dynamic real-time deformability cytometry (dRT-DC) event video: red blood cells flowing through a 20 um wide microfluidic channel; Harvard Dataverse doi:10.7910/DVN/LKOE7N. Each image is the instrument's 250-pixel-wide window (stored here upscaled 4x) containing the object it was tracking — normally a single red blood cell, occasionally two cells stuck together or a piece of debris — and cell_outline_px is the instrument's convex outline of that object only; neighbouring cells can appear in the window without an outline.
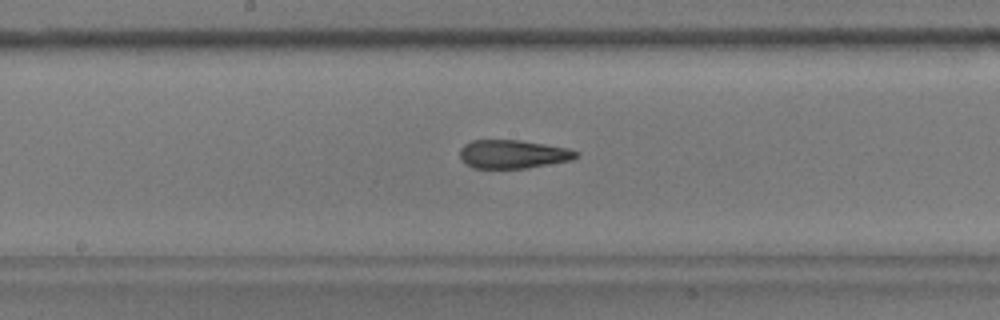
{"species": "common noctule bat (a hibernating species)", "species_latin": "Nyctalus noctula", "temperature_condition": "warm", "stored_images_in_passage": 45, "camera_frame_rate_fps": 3000, "um_per_image_px": 0.085, "animal": {"sex": "male", "body_mass_g": 17.9}, "frame": {"image": 1, "passage_image": 21, "time_ms": 6.667, "image_size_px": [1000, 320], "cell_outline_px": [[580, 152], [572, 160], [528, 168], [472, 168], [460, 156], [460, 148], [464, 144], [472, 140], [520, 140], [568, 148]], "centroid_in_image_um": [43.61, 13.1], "position_along_channel_um": 204.6, "area_um2": 19.25}}
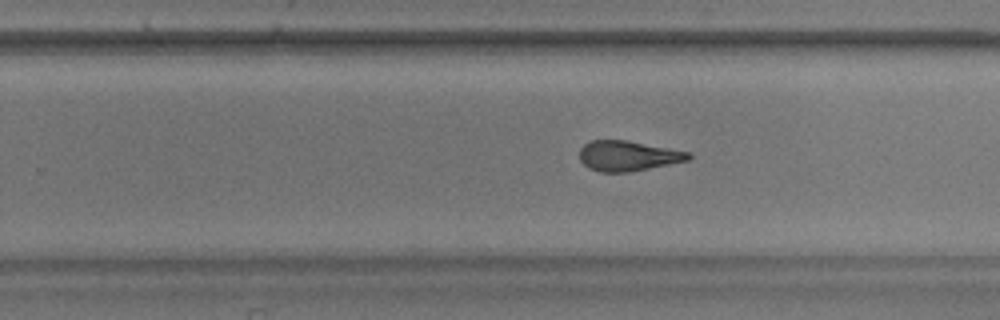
{"frame": {"image": 2, "passage_image": 27, "time_ms": 8.667, "image_size_px": [1000, 320], "cell_outline_px": [[692, 156], [688, 160], [628, 172], [600, 172], [588, 168], [580, 160], [580, 148], [584, 144], [592, 140], [628, 140], [692, 152]], "centroid_in_image_um": [53.38, 13.24], "position_along_channel_um": 276.4, "area_um2": 19.19}}
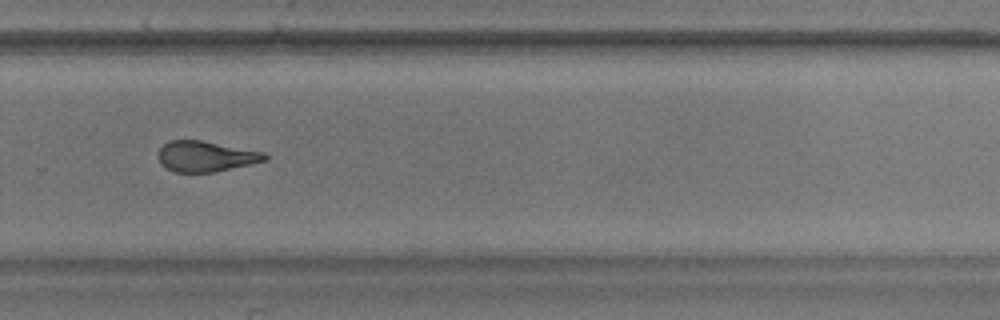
{"frame": {"image": 3, "passage_image": 30, "time_ms": 9.667, "image_size_px": [1000, 320], "cell_outline_px": [[268, 160], [212, 172], [176, 172], [160, 164], [156, 156], [160, 148], [168, 140], [200, 140], [264, 152], [268, 156]], "centroid_in_image_um": [17.45, 13.28], "position_along_channel_um": 312.4, "area_um2": 18.9}, "authors_computed_cell_mechanics": {"area_um2": 19.8254, "velocity_mm_per_s": 3.6023, "shape_relaxation_time_tau1_ms": 9.7872, "shape_relaxation_time_tau2_ms": 2.2838, "deformation_change_tau1": 0.2672, "deformation_change_tau2": 0.1257}}